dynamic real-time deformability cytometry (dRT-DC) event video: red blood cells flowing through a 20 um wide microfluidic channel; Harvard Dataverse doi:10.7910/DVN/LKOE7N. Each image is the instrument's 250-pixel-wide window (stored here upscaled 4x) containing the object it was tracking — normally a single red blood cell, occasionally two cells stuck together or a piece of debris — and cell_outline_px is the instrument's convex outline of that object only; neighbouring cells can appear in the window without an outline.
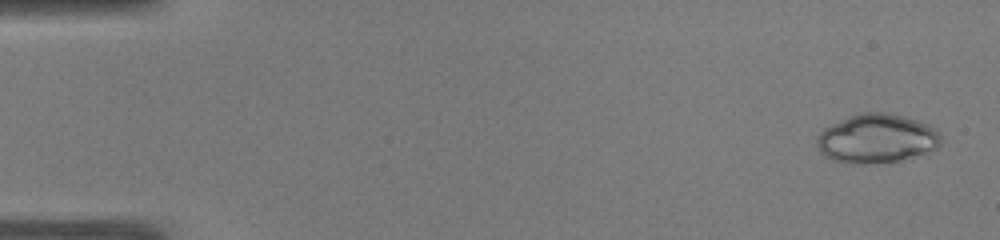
{"species": "common noctule bat (a hibernating species)", "species_latin": "Nyctalus noctula", "temperature_condition": "warm", "stored_images_in_passage": 49, "camera_frame_rate_fps": 3000, "um_per_image_px": 0.085, "animal": {"sex": "male", "body_mass_g": 19.0, "forearm_length_mm": 50.8}, "frame": {"image": 1, "passage_image": 2, "time_ms": 0.333, "image_size_px": [1000, 240], "cell_outline_px": [[940, 144], [936, 148], [900, 160], [868, 164], [848, 164], [832, 160], [824, 156], [820, 152], [816, 144], [816, 136], [824, 128], [848, 116], [860, 112], [888, 112], [904, 116], [928, 124], [936, 128], [940, 136]], "centroid_in_image_um": [74.47, 11.77], "position_along_channel_um": 10.5, "area_um2": 35.6}}
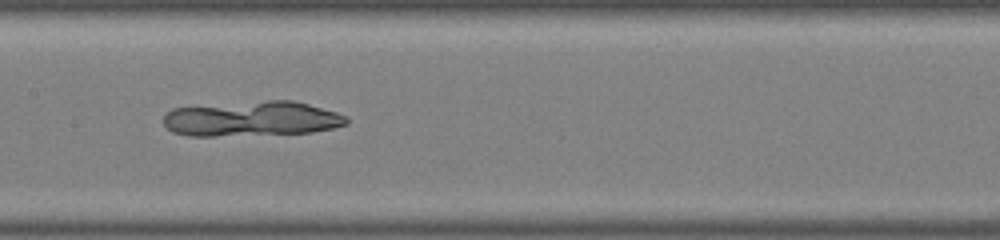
{"frame": {"image": 2, "passage_image": 25, "time_ms": 8.0, "image_size_px": [1000, 240], "cell_outline_px": [[348, 124], [332, 128], [312, 132], [216, 136], [188, 136], [172, 132], [164, 124], [164, 116], [172, 108], [268, 100], [292, 100], [308, 104], [336, 112], [348, 116]], "centroid_in_image_um": [21.42, 10.1], "position_along_channel_um": 186.0, "area_um2": 37.22}}
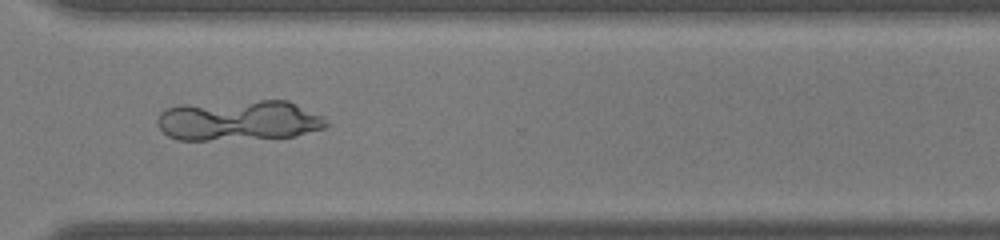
{"frame": {"image": 3, "passage_image": 37, "time_ms": 12.0, "image_size_px": [1000, 240], "cell_outline_px": [[332, 124], [324, 128], [292, 136], [208, 140], [180, 140], [168, 136], [156, 124], [156, 120], [160, 112], [164, 108], [176, 104], [260, 100], [288, 100], [324, 116]], "centroid_in_image_um": [20.28, 10.21], "position_along_channel_um": 350.3, "area_um2": 40.23}}